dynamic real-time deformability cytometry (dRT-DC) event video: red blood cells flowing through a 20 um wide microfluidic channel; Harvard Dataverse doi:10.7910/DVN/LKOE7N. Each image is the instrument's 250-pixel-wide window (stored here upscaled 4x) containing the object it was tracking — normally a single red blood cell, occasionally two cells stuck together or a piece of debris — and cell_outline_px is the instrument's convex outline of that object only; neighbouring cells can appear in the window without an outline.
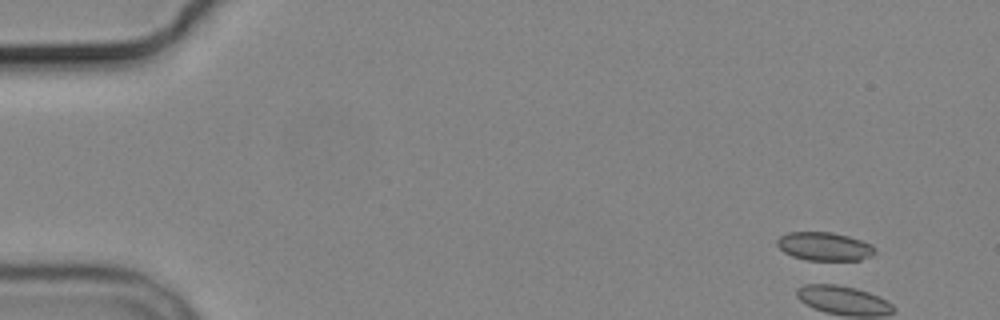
{"species": "common noctule bat (a hibernating species)", "species_latin": "Nyctalus noctula", "temperature_condition": "cold", "stored_images_in_passage": 5, "camera_frame_rate_fps": 3000, "um_per_image_px": 0.085, "animal": {"sex": "male", "body_mass_g": 19.2, "forearm_length_mm": 51.8}, "frame": {"image": 1, "passage_image": 1, "time_ms": 0.0, "image_size_px": [1000, 320], "cell_outline_px": [[876, 252], [872, 256], [860, 260], [808, 260], [792, 256], [784, 252], [776, 244], [776, 240], [780, 236], [788, 232], [832, 232], [848, 236], [872, 244], [876, 248]], "centroid_in_image_um": [70.09, 20.94], "position_along_channel_um": 14.9, "area_um2": 16.3}}